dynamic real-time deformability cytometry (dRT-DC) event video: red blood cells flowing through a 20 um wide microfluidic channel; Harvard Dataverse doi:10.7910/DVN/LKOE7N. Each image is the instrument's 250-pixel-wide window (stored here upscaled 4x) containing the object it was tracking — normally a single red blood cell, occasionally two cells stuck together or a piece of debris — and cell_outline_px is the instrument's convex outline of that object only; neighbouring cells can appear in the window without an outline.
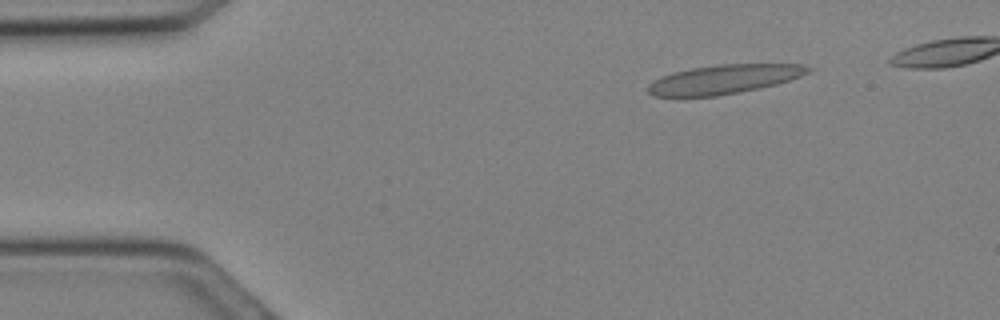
{"species": "Egyptian fruit bat (a non-hibernating species)", "species_latin": "Rousettus aegyptiacus", "temperature_condition": "cold", "stored_images_in_passage": 16, "camera_frame_rate_fps": 3000, "um_per_image_px": 0.085, "animal": {"sex": "female"}, "frame": {"image": 1, "passage_image": 4, "time_ms": 1.0, "image_size_px": [1000, 320], "cell_outline_px": [[816, 68], [800, 76], [776, 84], [760, 88], [740, 92], [716, 96], [652, 96], [648, 92], [648, 84], [652, 80], [660, 76], [672, 72], [692, 68], [720, 64], [804, 64]], "centroid_in_image_um": [61.53, 6.73], "position_along_channel_um": 23.5, "area_um2": 27.22}}
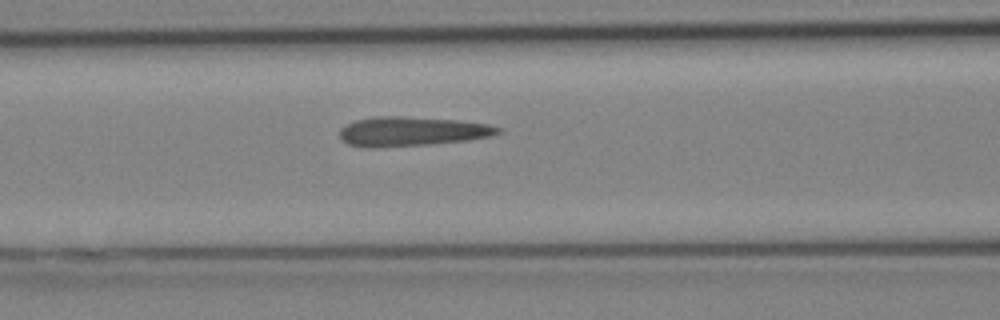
{"frame": {"image": 2, "passage_image": 12, "time_ms": 3.667, "image_size_px": [1000, 320], "cell_outline_px": [[504, 132], [492, 136], [468, 140], [428, 144], [376, 148], [368, 148], [348, 144], [340, 140], [340, 128], [356, 120], [376, 116], [400, 116], [456, 120], [488, 124], [504, 128]], "centroid_in_image_um": [35.02, 11.17], "position_along_channel_um": 131.6, "area_um2": 27.28}}
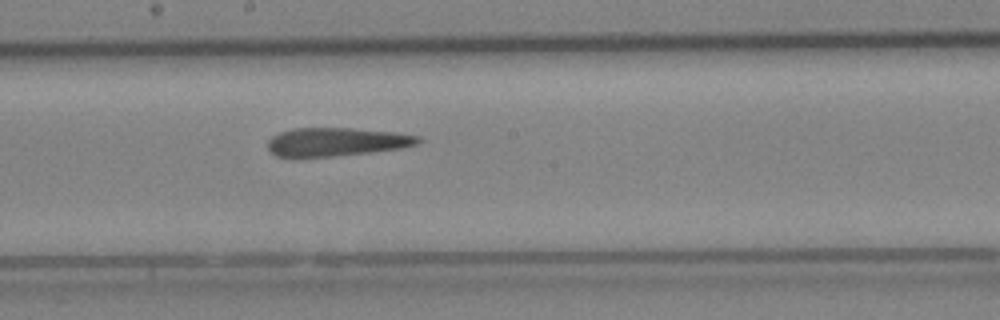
{"frame": {"image": 3, "passage_image": 16, "time_ms": 5.0, "image_size_px": [1000, 320], "cell_outline_px": [[424, 140], [420, 144], [400, 148], [368, 152], [332, 156], [276, 156], [268, 148], [268, 140], [272, 136], [280, 132], [292, 128], [352, 128], [392, 132], [420, 136]], "centroid_in_image_um": [28.63, 12.04], "position_along_channel_um": 219.6, "area_um2": 24.68}}